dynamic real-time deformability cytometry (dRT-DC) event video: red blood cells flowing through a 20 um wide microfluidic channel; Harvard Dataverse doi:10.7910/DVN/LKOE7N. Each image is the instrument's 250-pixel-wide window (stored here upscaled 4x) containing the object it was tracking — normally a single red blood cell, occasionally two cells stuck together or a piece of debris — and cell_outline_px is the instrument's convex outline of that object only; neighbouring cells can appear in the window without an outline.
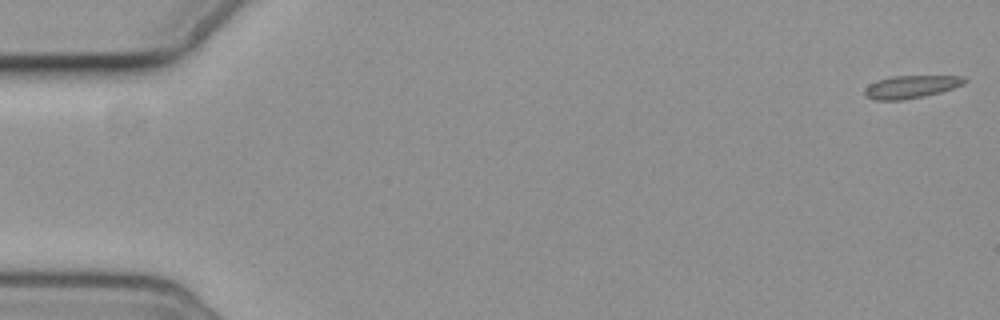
{"species": "common noctule bat (a hibernating species)", "species_latin": "Nyctalus noctula", "temperature_condition": "cold", "stored_images_in_passage": 9, "camera_frame_rate_fps": 3000, "um_per_image_px": 0.085, "animal": {"sex": "female", "body_mass_g": 19.3, "forearm_length_mm": 54.1}, "frame": {"image": 1, "passage_image": 1, "time_ms": 0.0, "image_size_px": [1000, 320], "cell_outline_px": [[968, 80], [964, 84], [940, 92], [924, 96], [900, 100], [876, 100], [868, 96], [864, 92], [864, 88], [868, 84], [876, 80], [892, 76], [964, 76]], "centroid_in_image_um": [77.43, 7.36], "position_along_channel_um": 7.6, "area_um2": 13.18}}
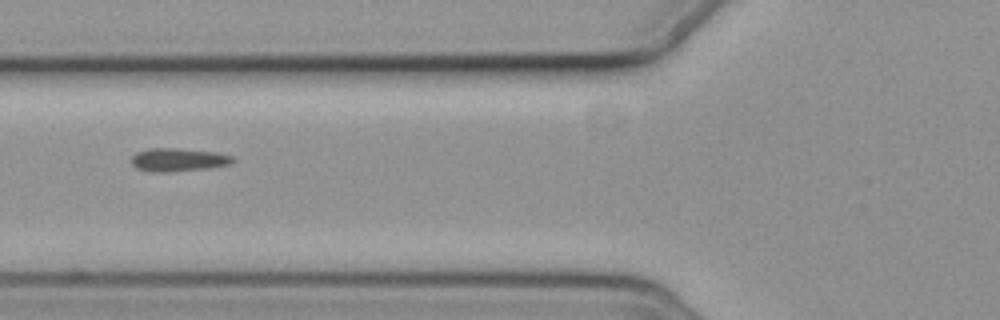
{"frame": {"image": 2, "passage_image": 6, "time_ms": 7.0, "image_size_px": [1000, 320], "cell_outline_px": [[236, 160], [232, 164], [212, 168], [168, 172], [152, 172], [136, 168], [132, 164], [132, 156], [136, 152], [148, 148], [176, 148], [216, 152], [232, 156]], "centroid_in_image_um": [15.18, 13.58], "position_along_channel_um": 110.6, "area_um2": 13.93}}
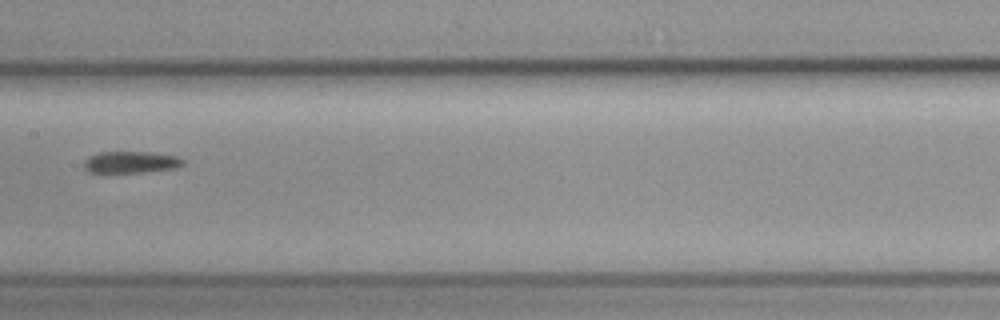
{"frame": {"image": 3, "passage_image": 8, "time_ms": 9.333, "image_size_px": [1000, 320], "cell_outline_px": [[184, 164], [176, 168], [144, 172], [108, 176], [88, 172], [84, 168], [84, 160], [88, 156], [100, 152], [152, 152], [176, 156], [184, 160]], "centroid_in_image_um": [11.03, 13.84], "position_along_channel_um": 196.4, "area_um2": 13.35}}